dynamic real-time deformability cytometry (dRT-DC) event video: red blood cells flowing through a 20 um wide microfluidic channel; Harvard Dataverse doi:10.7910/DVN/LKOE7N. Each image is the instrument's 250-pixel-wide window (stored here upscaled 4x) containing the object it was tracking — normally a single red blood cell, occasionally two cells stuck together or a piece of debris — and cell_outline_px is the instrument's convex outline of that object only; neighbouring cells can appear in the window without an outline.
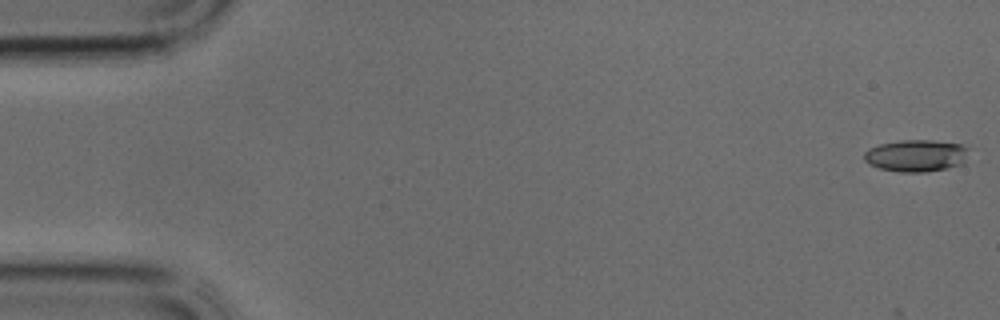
{"species": "common noctule bat (a hibernating species)", "species_latin": "Nyctalus noctula", "temperature_condition": "cold", "stored_images_in_passage": 9, "camera_frame_rate_fps": 3000, "um_per_image_px": 0.085, "animal": {"sex": "male", "body_mass_g": 17.9, "forearm_length_mm": 54.2}, "frame": {"image": 1, "passage_image": 1, "time_ms": 0.0, "image_size_px": [1000, 320], "cell_outline_px": [[968, 148], [964, 164], [948, 168], [924, 172], [900, 172], [880, 168], [868, 164], [864, 160], [864, 152], [868, 148], [880, 144], [900, 140], [932, 140], [964, 144]], "centroid_in_image_um": [77.88, 13.22], "position_along_channel_um": 7.1, "area_um2": 19.71}}